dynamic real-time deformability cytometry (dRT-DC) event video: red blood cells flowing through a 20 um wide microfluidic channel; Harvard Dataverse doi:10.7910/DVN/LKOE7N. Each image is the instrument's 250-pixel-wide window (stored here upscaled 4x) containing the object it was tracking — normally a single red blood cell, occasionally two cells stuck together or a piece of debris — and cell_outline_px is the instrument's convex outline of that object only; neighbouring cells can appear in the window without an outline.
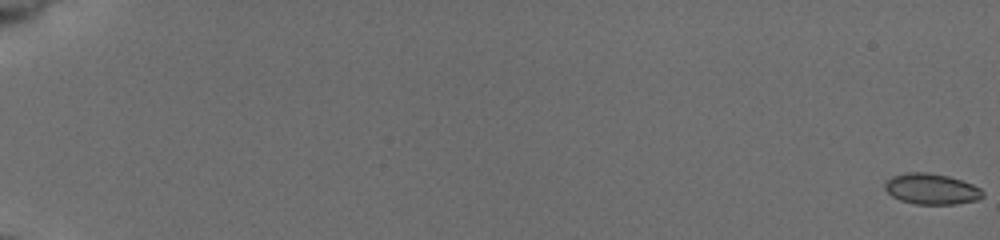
{"species": "common noctule bat (a hibernating species)", "species_latin": "Nyctalus noctula", "temperature_condition": "cold", "stored_images_in_passage": 57, "camera_frame_rate_fps": 3000, "um_per_image_px": 0.085, "animal": {"sex": "female", "body_mass_g": 19.5, "forearm_length_mm": 54.1}, "frame": {"image": 1, "passage_image": 1, "time_ms": 0.0, "image_size_px": [1000, 240], "cell_outline_px": [[984, 196], [976, 200], [956, 204], [916, 204], [900, 200], [892, 196], [884, 188], [884, 180], [892, 176], [908, 172], [928, 172], [948, 176], [972, 184], [980, 188], [984, 192]], "centroid_in_image_um": [79.15, 16.06], "position_along_channel_um": 5.8, "area_um2": 17.63}}
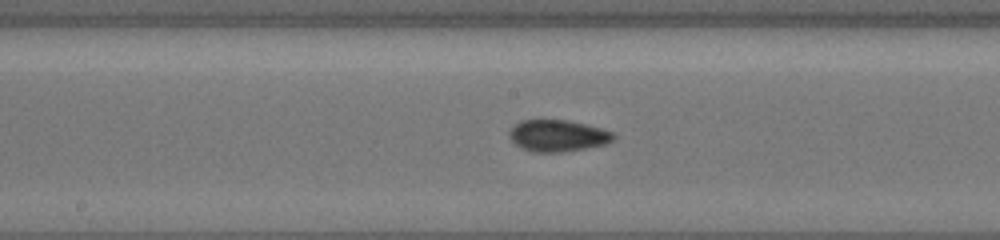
{"frame": {"image": 2, "passage_image": 33, "time_ms": 10.667, "image_size_px": [1000, 240], "cell_outline_px": [[616, 136], [608, 144], [564, 152], [532, 152], [520, 148], [508, 136], [508, 132], [520, 120], [540, 116], [568, 120], [616, 132]], "centroid_in_image_um": [47.38, 11.49], "position_along_channel_um": 200.8, "area_um2": 20.06}}
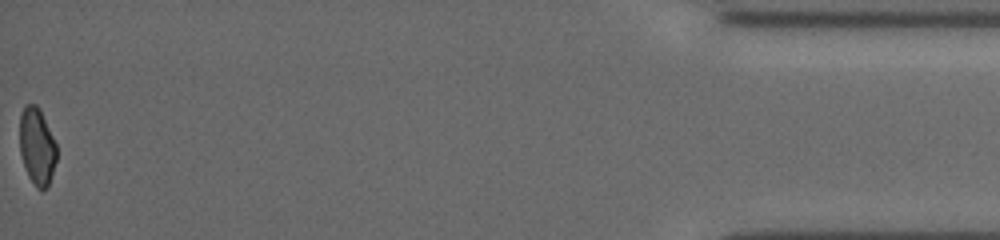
{"frame": {"image": 3, "passage_image": 57, "time_ms": 18.667, "image_size_px": [1000, 240], "cell_outline_px": [[56, 160], [48, 188], [36, 188], [28, 176], [20, 152], [20, 112], [24, 104], [36, 104], [40, 108], [56, 144]], "centroid_in_image_um": [3.13, 12.41], "position_along_channel_um": 432.1, "area_um2": 16.59}, "authors_computed_cell_mechanics": {"area_um2": 18.0914, "velocity_mm_per_s": 3.8794, "shape_relaxation_time_tau1_ms": 6.5885, "shape_relaxation_time_tau2_ms": 1.8702, "deformation_change_tau1": 0.1117, "deformation_change_tau2": 0.0503}}